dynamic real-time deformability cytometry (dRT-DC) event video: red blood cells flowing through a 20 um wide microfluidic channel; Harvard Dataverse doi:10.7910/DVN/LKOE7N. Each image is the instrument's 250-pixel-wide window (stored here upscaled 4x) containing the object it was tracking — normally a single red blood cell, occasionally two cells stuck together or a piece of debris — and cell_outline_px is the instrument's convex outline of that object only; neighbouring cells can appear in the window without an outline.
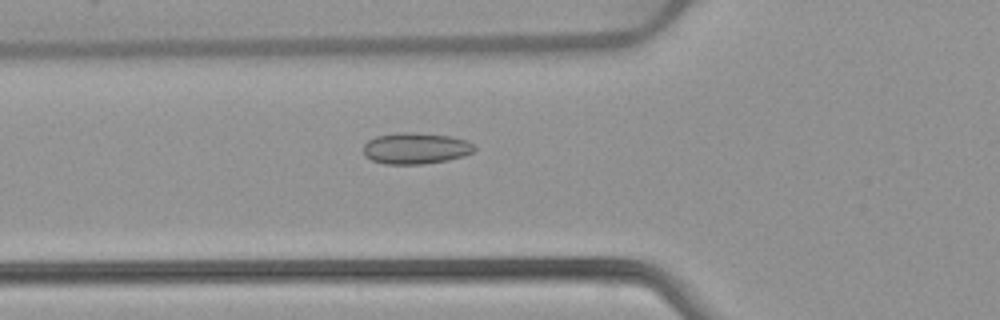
{"species": "common noctule bat (a hibernating species)", "species_latin": "Nyctalus noctula", "temperature_condition": "warm", "stored_images_in_passage": 52, "camera_frame_rate_fps": 3000, "um_per_image_px": 0.085, "animal": {"sex": "female", "body_mass_g": 22.7, "forearm_length_mm": 54.2}, "frame": {"image": 1, "passage_image": 19, "time_ms": 6.0, "image_size_px": [1000, 320], "cell_outline_px": [[476, 148], [472, 152], [464, 156], [448, 160], [424, 164], [384, 164], [372, 160], [364, 156], [364, 144], [368, 140], [376, 136], [396, 132], [416, 132], [448, 136], [468, 140]], "centroid_in_image_um": [35.32, 12.6], "position_along_channel_um": 90.5, "area_um2": 20.4}}
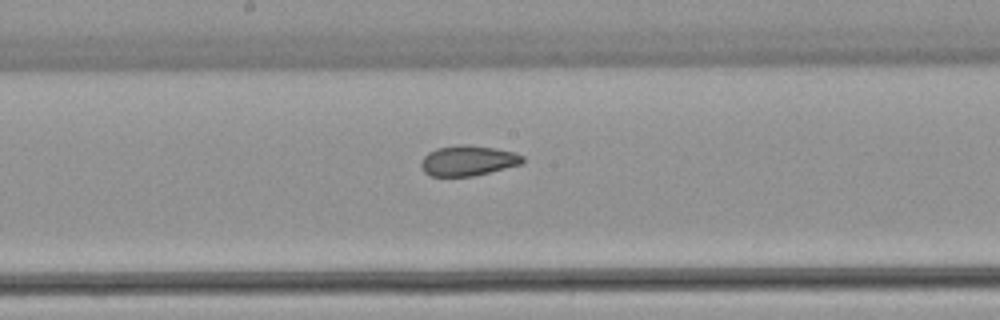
{"frame": {"image": 2, "passage_image": 28, "time_ms": 9.0, "image_size_px": [1000, 320], "cell_outline_px": [[524, 160], [520, 164], [472, 176], [432, 176], [424, 172], [420, 164], [424, 156], [428, 152], [436, 148], [456, 144], [464, 144], [492, 148], [516, 152], [524, 156]], "centroid_in_image_um": [39.75, 13.64], "position_along_channel_um": 208.5, "area_um2": 17.8}}
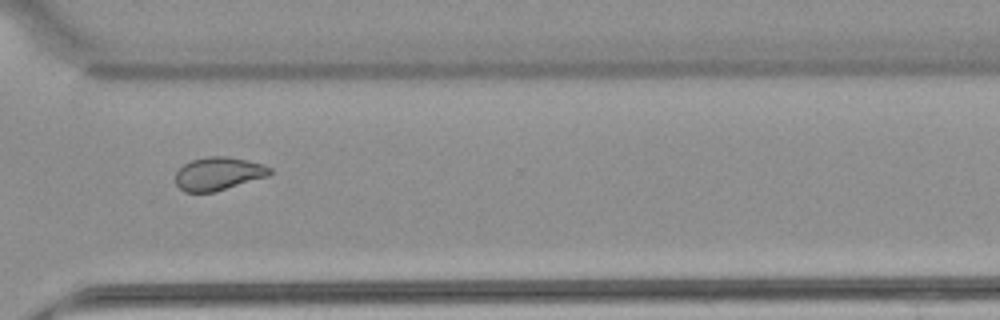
{"frame": {"image": 3, "passage_image": 39, "time_ms": 12.667, "image_size_px": [1000, 320], "cell_outline_px": [[272, 172], [268, 176], [212, 192], [184, 192], [176, 184], [176, 172], [184, 164], [192, 160], [208, 156], [228, 156], [264, 164], [272, 168]], "centroid_in_image_um": [18.57, 14.75], "position_along_channel_um": 352.0, "area_um2": 18.09}, "authors_computed_cell_mechanics": {"area_um2": 19.941, "velocity_mm_per_s": 3.9168, "shape_relaxation_time_tau1_ms": null, "shape_relaxation_time_tau2_ms": 2.0447, "deformation_change_tau1": null, "deformation_change_tau2": 0.0657}}